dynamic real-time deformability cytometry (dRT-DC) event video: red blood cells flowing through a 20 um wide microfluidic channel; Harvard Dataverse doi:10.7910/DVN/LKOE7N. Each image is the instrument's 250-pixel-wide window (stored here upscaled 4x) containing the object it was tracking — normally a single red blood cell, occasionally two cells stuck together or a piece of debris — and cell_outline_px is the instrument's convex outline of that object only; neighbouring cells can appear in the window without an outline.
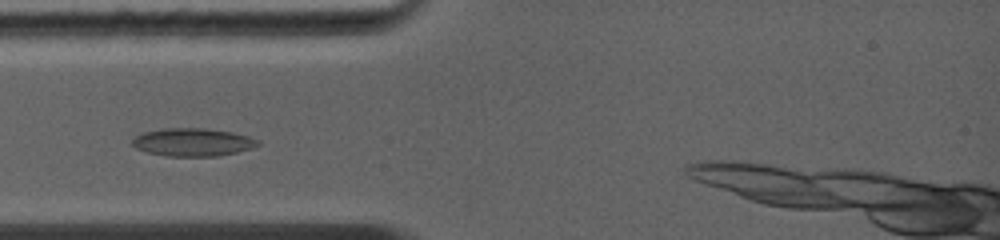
{"species": "common noctule bat (a hibernating species)", "species_latin": "Nyctalus noctula", "temperature_condition": "warm", "stored_images_in_passage": 5, "camera_frame_rate_fps": 5000, "um_per_image_px": 0.085, "animal": {"sex": "female", "body_mass_g": 19.0, "forearm_length_mm": 56.7}, "frame": {"image": 1, "passage_image": 3, "time_ms": 1.4, "image_size_px": [1000, 240], "cell_outline_px": [[260, 144], [252, 148], [236, 152], [216, 156], [164, 156], [148, 152], [136, 148], [132, 144], [132, 140], [136, 136], [144, 132], [164, 128], [204, 128], [232, 132], [248, 136], [260, 140]], "centroid_in_image_um": [16.39, 12.08], "position_along_channel_um": 68.6, "area_um2": 20.4}}
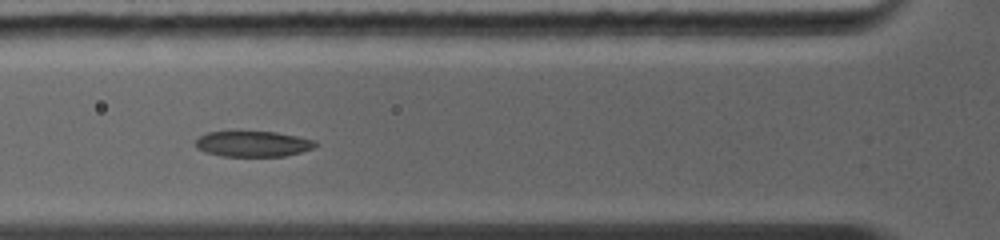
{"frame": {"image": 2, "passage_image": 4, "time_ms": 2.2, "image_size_px": [1000, 240], "cell_outline_px": [[316, 144], [312, 148], [300, 152], [284, 156], [220, 156], [204, 152], [196, 148], [196, 140], [200, 136], [208, 132], [276, 132], [316, 140]], "centroid_in_image_um": [21.48, 12.23], "position_along_channel_um": 104.3, "area_um2": 17.74}}